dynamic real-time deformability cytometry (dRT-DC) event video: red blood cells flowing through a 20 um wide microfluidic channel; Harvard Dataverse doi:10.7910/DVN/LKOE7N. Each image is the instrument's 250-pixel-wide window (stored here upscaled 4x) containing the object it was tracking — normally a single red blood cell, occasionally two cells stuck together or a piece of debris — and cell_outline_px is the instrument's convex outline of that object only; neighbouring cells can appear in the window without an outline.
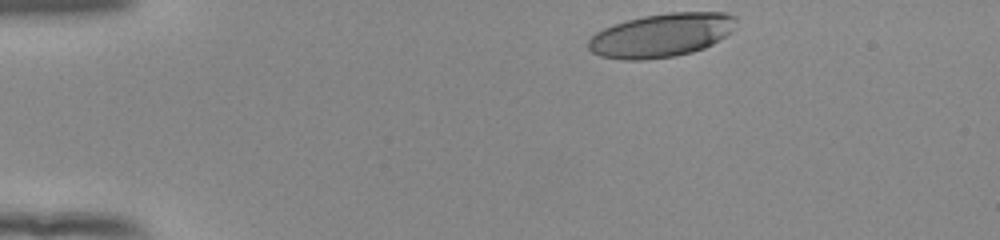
{"species": "human", "species_latin": "Homo sapiens", "temperature_condition": "room temperature", "stored_images_in_passage": 38, "camera_frame_rate_fps": 3000, "um_per_image_px": 0.085, "donor": {"sex": "female"}, "frame": {"image": 1, "passage_image": 1, "time_ms": 0.0, "image_size_px": [1000, 240], "cell_outline_px": [[736, 28], [732, 32], [712, 44], [704, 48], [692, 52], [676, 56], [640, 60], [624, 60], [600, 56], [592, 52], [588, 48], [588, 40], [596, 32], [604, 28], [628, 20], [644, 16], [668, 12], [728, 12], [736, 16]], "centroid_in_image_um": [56.26, 2.99], "position_along_channel_um": 28.7, "area_um2": 37.74}}
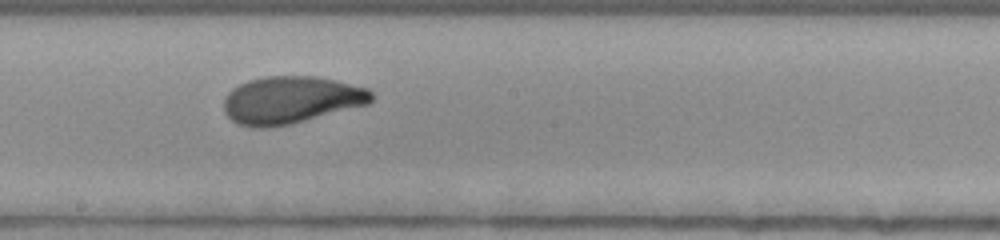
{"frame": {"image": 2, "passage_image": 22, "time_ms": 7.0, "image_size_px": [1000, 240], "cell_outline_px": [[372, 100], [368, 104], [288, 124], [268, 128], [252, 128], [240, 124], [232, 120], [224, 112], [224, 100], [228, 92], [232, 88], [248, 80], [264, 76], [320, 76], [368, 88], [372, 92]], "centroid_in_image_um": [24.71, 8.48], "position_along_channel_um": 223.5, "area_um2": 40.63}}
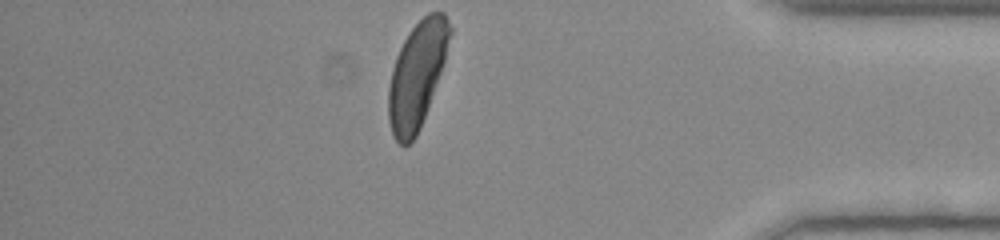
{"frame": {"image": 3, "passage_image": 38, "time_ms": 12.333, "image_size_px": [1000, 240], "cell_outline_px": [[452, 32], [444, 60], [428, 108], [420, 128], [416, 136], [404, 148], [392, 136], [388, 120], [388, 88], [392, 68], [396, 56], [408, 32], [428, 12], [444, 12], [452, 28]], "centroid_in_image_um": [35.42, 6.39], "position_along_channel_um": 399.8, "area_um2": 37.74}, "authors_computed_cell_mechanics": {"area_um2": 39.3329, "velocity_mm_per_s": 3.8543, "shape_relaxation_time_tau1_ms": 3.0474, "shape_relaxation_time_tau2_ms": 1.0627, "deformation_change_tau1": 0.1659, "deformation_change_tau2": 0.0658}}